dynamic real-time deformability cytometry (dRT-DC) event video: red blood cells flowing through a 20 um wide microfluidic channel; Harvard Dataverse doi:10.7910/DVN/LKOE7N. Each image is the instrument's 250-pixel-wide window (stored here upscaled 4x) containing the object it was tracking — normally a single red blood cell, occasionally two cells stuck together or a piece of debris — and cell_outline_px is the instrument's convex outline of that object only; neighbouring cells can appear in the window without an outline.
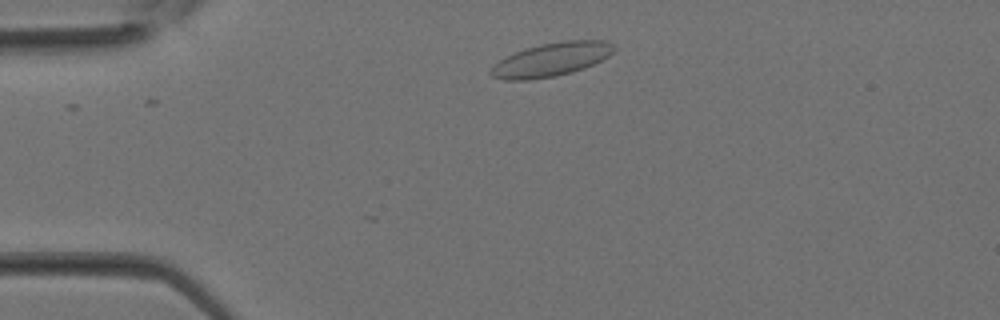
{"species": "Egyptian fruit bat (a non-hibernating species)", "species_latin": "Rousettus aegyptiacus", "temperature_condition": "room temperature", "stored_images_in_passage": 3, "camera_frame_rate_fps": 3000, "um_per_image_px": 0.085, "animal": {"sex": "female"}, "frame": {"image": 1, "passage_image": 3, "time_ms": 0.667, "image_size_px": [1000, 320], "cell_outline_px": [[616, 48], [608, 56], [584, 68], [572, 72], [556, 76], [528, 80], [504, 80], [492, 76], [488, 72], [492, 64], [504, 56], [524, 48], [540, 44], [564, 40], [608, 40]], "centroid_in_image_um": [46.8, 5.05], "position_along_channel_um": 38.2, "area_um2": 24.39}}